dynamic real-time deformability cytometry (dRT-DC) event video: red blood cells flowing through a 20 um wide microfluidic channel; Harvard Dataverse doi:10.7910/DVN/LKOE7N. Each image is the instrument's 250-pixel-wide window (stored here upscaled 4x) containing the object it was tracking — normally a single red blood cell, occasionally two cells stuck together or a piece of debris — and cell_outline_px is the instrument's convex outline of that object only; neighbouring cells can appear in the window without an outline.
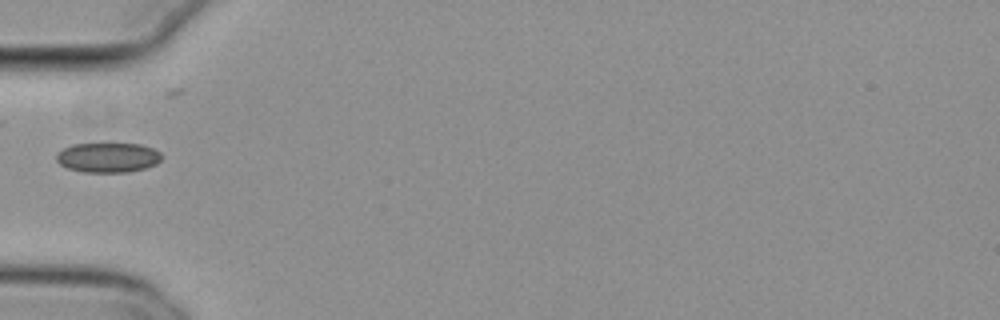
{"species": "common noctule bat (a hibernating species)", "species_latin": "Nyctalus noctula", "temperature_condition": "cold", "stored_images_in_passage": 37, "camera_frame_rate_fps": 3000, "um_per_image_px": 0.085, "animal": {"sex": "female", "body_mass_g": 29.2, "forearm_length_mm": 56.3}, "frame": {"image": 1, "passage_image": 1, "time_ms": 0.0, "image_size_px": [1000, 320], "cell_outline_px": [[160, 160], [156, 164], [144, 168], [128, 172], [84, 172], [68, 168], [60, 164], [56, 160], [56, 156], [64, 148], [72, 144], [140, 144], [152, 148], [160, 152]], "centroid_in_image_um": [9.17, 13.39], "position_along_channel_um": 75.8, "area_um2": 18.03}}
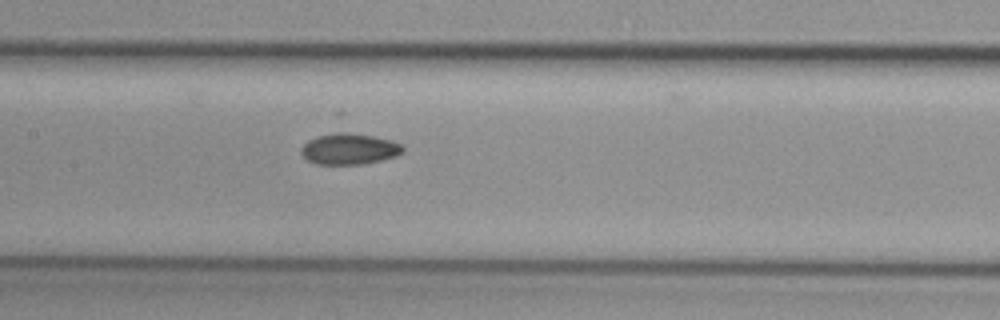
{"frame": {"image": 2, "passage_image": 9, "time_ms": 2.667, "image_size_px": [1000, 320], "cell_outline_px": [[404, 152], [396, 156], [364, 164], [316, 164], [308, 160], [300, 152], [304, 144], [308, 140], [316, 136], [336, 132], [344, 132], [372, 136], [392, 140], [400, 144], [404, 148]], "centroid_in_image_um": [29.69, 12.66], "position_along_channel_um": 177.7, "area_um2": 18.32}}
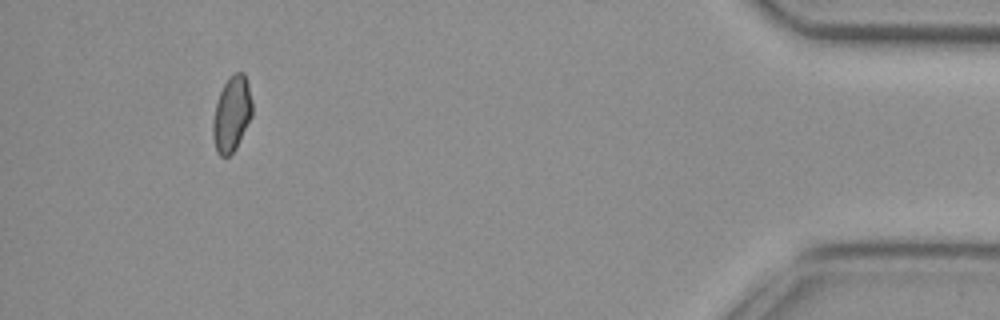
{"frame": {"image": 3, "passage_image": 33, "time_ms": 10.667, "image_size_px": [1000, 320], "cell_outline_px": [[252, 116], [236, 148], [228, 156], [220, 156], [216, 152], [212, 136], [212, 120], [216, 104], [220, 92], [228, 76], [236, 72], [244, 72], [248, 84], [252, 100]], "centroid_in_image_um": [19.69, 9.68], "position_along_channel_um": 415.5, "area_um2": 17.4}}